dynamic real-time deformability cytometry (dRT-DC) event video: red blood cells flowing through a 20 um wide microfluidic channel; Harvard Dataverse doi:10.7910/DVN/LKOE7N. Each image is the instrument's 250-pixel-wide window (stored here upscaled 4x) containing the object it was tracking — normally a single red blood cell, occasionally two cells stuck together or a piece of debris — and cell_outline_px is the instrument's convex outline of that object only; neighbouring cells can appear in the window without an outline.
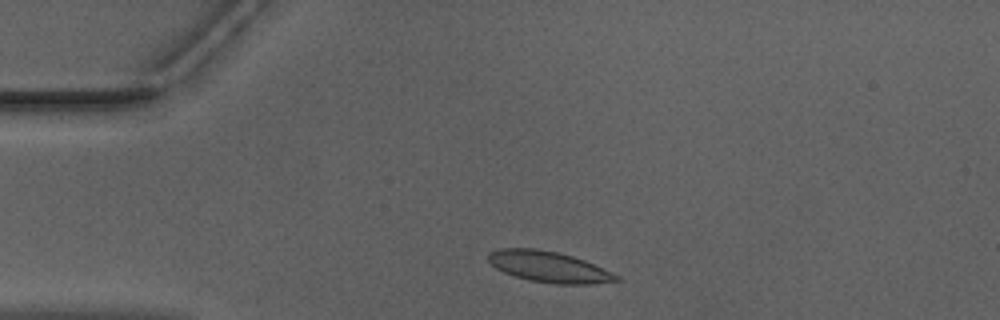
{"species": "Egyptian fruit bat (a non-hibernating species)", "species_latin": "Rousettus aegyptiacus", "temperature_condition": "warm", "stored_images_in_passage": 40, "camera_frame_rate_fps": 3000, "um_per_image_px": 0.085, "animal": {"sex": "male"}, "frame": {"image": 1, "passage_image": 4, "time_ms": 1.0, "image_size_px": [1000, 320], "cell_outline_px": [[620, 280], [592, 284], [556, 284], [528, 280], [504, 272], [496, 268], [488, 260], [488, 252], [500, 248], [536, 248], [556, 252], [572, 256], [584, 260], [620, 276]], "centroid_in_image_um": [46.63, 22.68], "position_along_channel_um": 38.4, "area_um2": 22.95}}
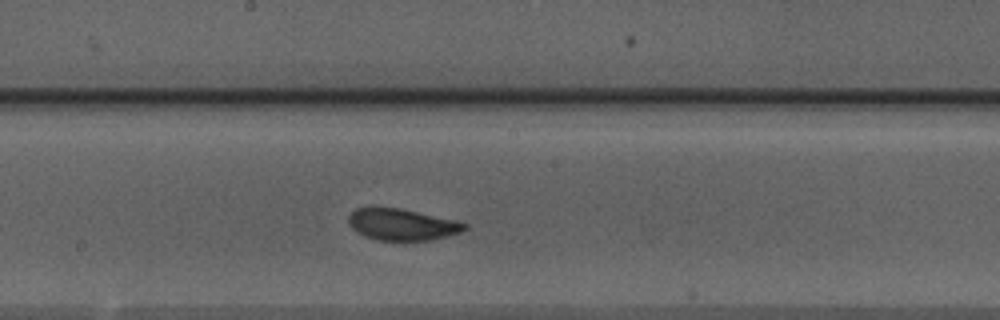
{"frame": {"image": 2, "passage_image": 20, "time_ms": 6.333, "image_size_px": [1000, 320], "cell_outline_px": [[468, 228], [460, 232], [432, 240], [376, 240], [364, 236], [356, 232], [348, 224], [348, 216], [356, 208], [400, 208], [456, 220], [468, 224]], "centroid_in_image_um": [34.17, 19.09], "position_along_channel_um": 214.0, "area_um2": 21.27}}
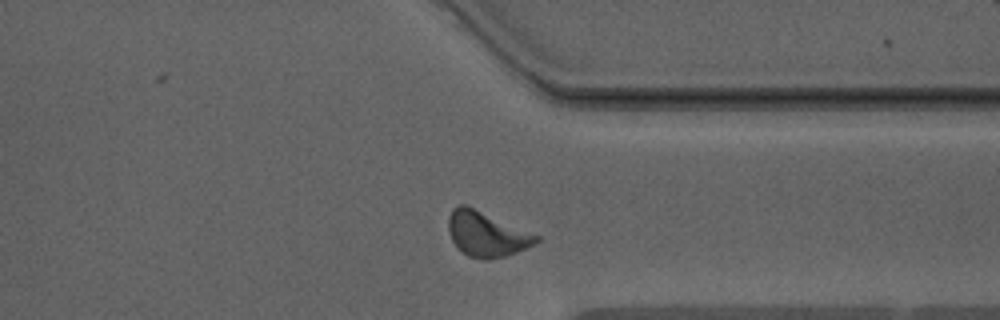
{"frame": {"image": 3, "passage_image": 32, "time_ms": 10.333, "image_size_px": [1000, 320], "cell_outline_px": [[540, 240], [528, 248], [504, 256], [488, 260], [480, 260], [468, 256], [452, 240], [448, 232], [448, 216], [452, 208], [460, 204], [464, 204], [540, 236]], "centroid_in_image_um": [41.34, 19.9], "position_along_channel_um": 370.1, "area_um2": 22.83}, "authors_computed_cell_mechanics": {"area_um2": 21.5016, "velocity_mm_per_s": 3.9275, "shape_relaxation_time_tau1_ms": 3.4811, "shape_relaxation_time_tau2_ms": null, "deformation_change_tau1": 0.136, "deformation_change_tau2": null}}